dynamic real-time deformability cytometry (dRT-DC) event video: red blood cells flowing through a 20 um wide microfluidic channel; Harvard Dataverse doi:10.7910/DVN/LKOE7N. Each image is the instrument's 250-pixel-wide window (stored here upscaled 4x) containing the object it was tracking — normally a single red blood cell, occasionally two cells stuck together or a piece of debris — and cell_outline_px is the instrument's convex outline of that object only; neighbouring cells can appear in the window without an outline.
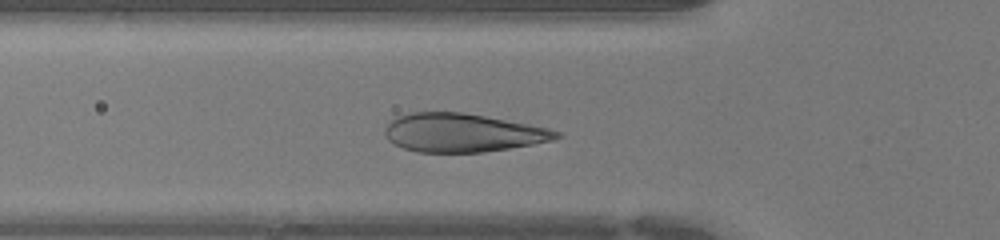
{"species": "human", "species_latin": "Homo sapiens", "temperature_condition": "warm", "stored_images_in_passage": 24, "camera_frame_rate_fps": 3000, "um_per_image_px": 0.085, "donor": {"sex": "female"}, "frame": {"image": 1, "passage_image": 2, "time_ms": 0.333, "image_size_px": [1000, 240], "cell_outline_px": [[564, 136], [552, 140], [532, 144], [484, 152], [416, 152], [404, 148], [388, 140], [384, 132], [384, 128], [396, 116], [408, 112], [460, 112], [484, 116], [528, 124], [548, 128], [564, 132]], "centroid_in_image_um": [39.31, 11.28], "position_along_channel_um": 86.5, "area_um2": 38.38}}
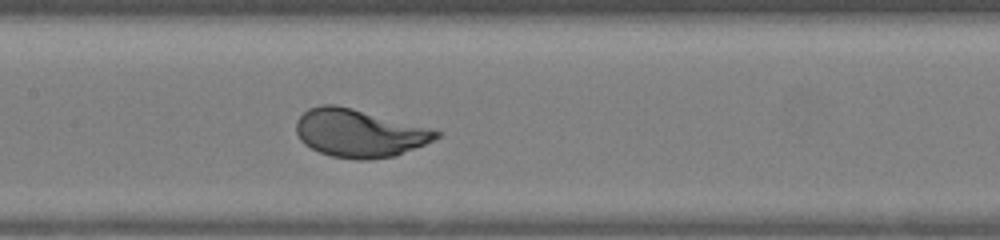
{"frame": {"image": 2, "passage_image": 8, "time_ms": 2.333, "image_size_px": [1000, 240], "cell_outline_px": [[444, 132], [440, 136], [424, 144], [396, 156], [368, 160], [356, 160], [332, 156], [320, 152], [304, 144], [300, 140], [296, 132], [296, 120], [308, 108], [320, 104], [336, 104], [432, 128]], "centroid_in_image_um": [30.53, 11.31], "position_along_channel_um": 176.9, "area_um2": 39.3}}
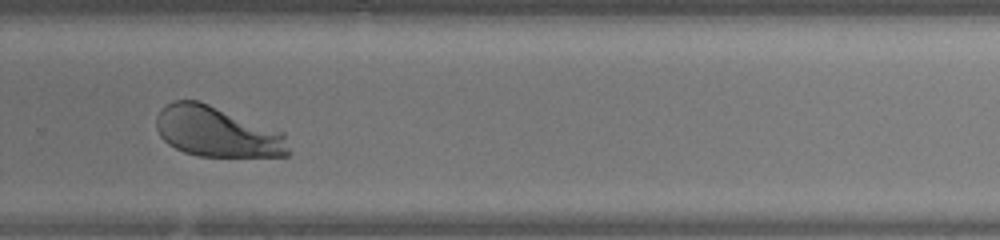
{"frame": {"image": 3, "passage_image": 17, "time_ms": 5.333, "image_size_px": [1000, 240], "cell_outline_px": [[288, 156], [196, 156], [184, 152], [168, 144], [160, 136], [156, 128], [156, 116], [172, 100], [200, 100], [284, 132], [288, 148]], "centroid_in_image_um": [18.43, 11.19], "position_along_channel_um": 311.4, "area_um2": 38.9}}